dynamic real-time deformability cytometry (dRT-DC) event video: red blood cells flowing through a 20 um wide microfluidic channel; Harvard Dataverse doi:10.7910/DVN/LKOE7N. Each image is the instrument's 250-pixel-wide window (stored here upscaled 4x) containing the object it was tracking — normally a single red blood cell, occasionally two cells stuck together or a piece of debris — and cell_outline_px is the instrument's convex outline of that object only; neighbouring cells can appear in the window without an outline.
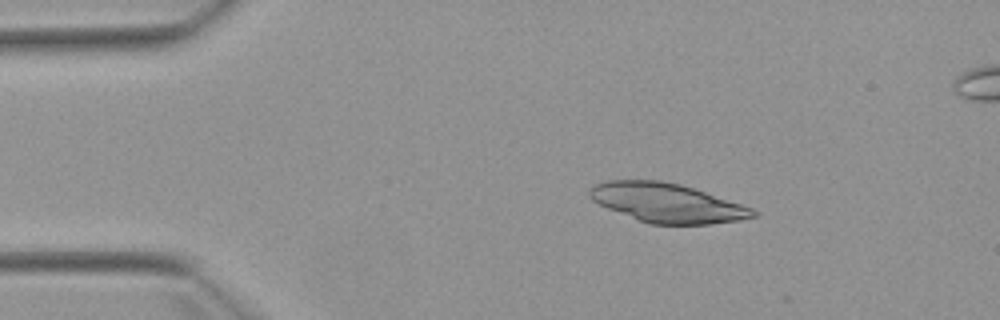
{"species": "Egyptian fruit bat (a non-hibernating species)", "species_latin": "Rousettus aegyptiacus", "temperature_condition": "warm", "stored_images_in_passage": 5, "camera_frame_rate_fps": 3000, "um_per_image_px": 0.085, "animal": {"sex": "female"}, "frame": {"image": 1, "passage_image": 3, "time_ms": 2.333, "image_size_px": [1000, 320], "cell_outline_px": [[760, 212], [756, 216], [740, 220], [712, 224], [648, 224], [608, 208], [592, 200], [588, 196], [588, 192], [596, 184], [608, 180], [660, 180], [680, 184], [752, 208]], "centroid_in_image_um": [56.7, 17.25], "position_along_channel_um": 28.3, "area_um2": 36.93}}